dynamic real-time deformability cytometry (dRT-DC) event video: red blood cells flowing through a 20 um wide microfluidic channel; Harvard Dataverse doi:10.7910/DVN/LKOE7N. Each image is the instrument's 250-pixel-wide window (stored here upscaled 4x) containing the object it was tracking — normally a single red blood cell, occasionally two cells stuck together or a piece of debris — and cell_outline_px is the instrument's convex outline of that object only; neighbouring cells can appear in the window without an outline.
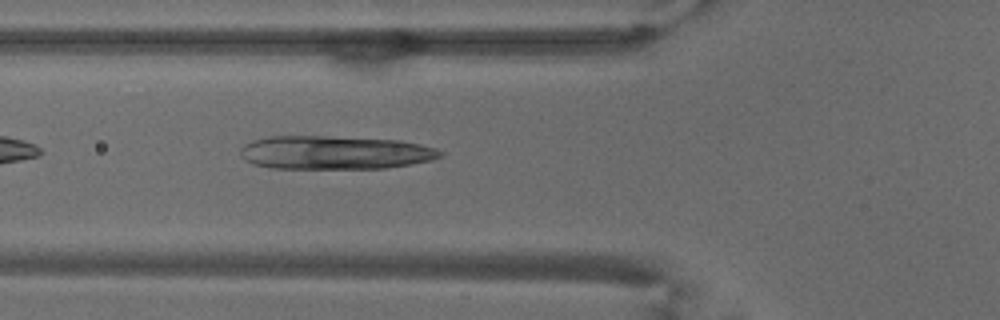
{"species": "common noctule bat (a hibernating species)", "species_latin": "Nyctalus noctula", "temperature_condition": "warm", "stored_images_in_passage": 34, "camera_frame_rate_fps": 3000, "um_per_image_px": 0.085, "animal": {"sex": "male", "body_mass_g": 18.8}, "frame": {"image": 1, "passage_image": 5, "time_ms": 1.333, "image_size_px": [1000, 320], "cell_outline_px": [[444, 156], [432, 160], [384, 168], [272, 168], [252, 164], [240, 152], [240, 148], [244, 144], [252, 140], [272, 136], [324, 136], [400, 140], [420, 144], [436, 148], [444, 152]], "centroid_in_image_um": [28.49, 12.96], "position_along_channel_um": 97.3, "area_um2": 38.9}}
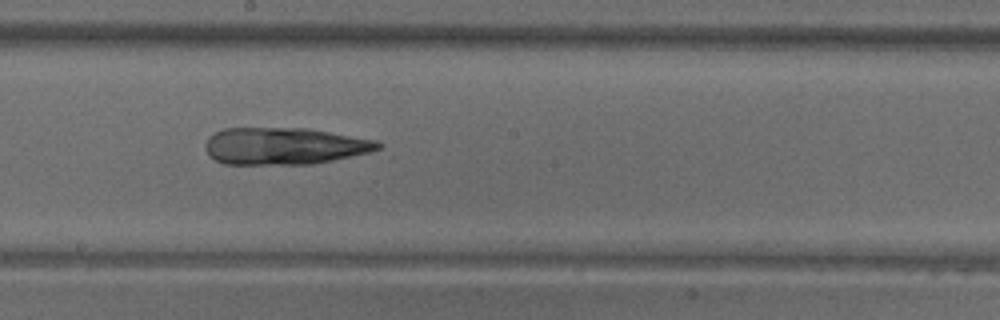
{"frame": {"image": 2, "passage_image": 15, "time_ms": 4.667, "image_size_px": [1000, 320], "cell_outline_px": [[384, 152], [312, 164], [224, 164], [208, 156], [204, 148], [204, 144], [208, 136], [224, 128], [308, 128], [376, 140], [384, 144]], "centroid_in_image_um": [24.29, 12.42], "position_along_channel_um": 223.9, "area_um2": 38.32}}
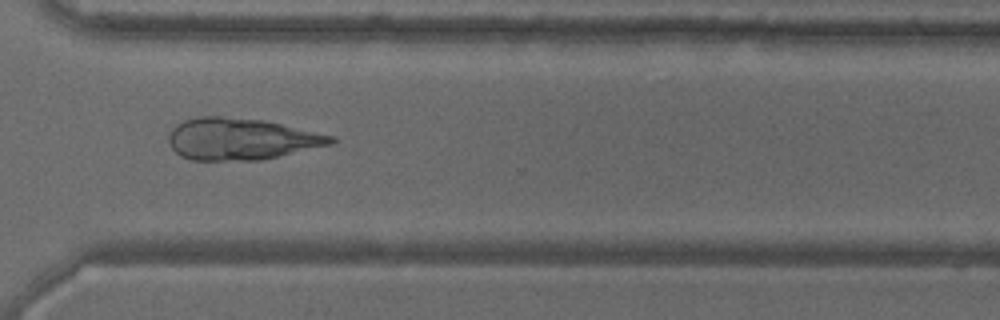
{"frame": {"image": 3, "passage_image": 25, "time_ms": 8.0, "image_size_px": [1000, 320], "cell_outline_px": [[336, 140], [332, 144], [260, 160], [192, 160], [180, 156], [168, 144], [168, 132], [176, 124], [184, 120], [196, 116], [220, 116], [264, 120], [336, 136]], "centroid_in_image_um": [20.45, 11.8], "position_along_channel_um": 350.1, "area_um2": 39.59}}